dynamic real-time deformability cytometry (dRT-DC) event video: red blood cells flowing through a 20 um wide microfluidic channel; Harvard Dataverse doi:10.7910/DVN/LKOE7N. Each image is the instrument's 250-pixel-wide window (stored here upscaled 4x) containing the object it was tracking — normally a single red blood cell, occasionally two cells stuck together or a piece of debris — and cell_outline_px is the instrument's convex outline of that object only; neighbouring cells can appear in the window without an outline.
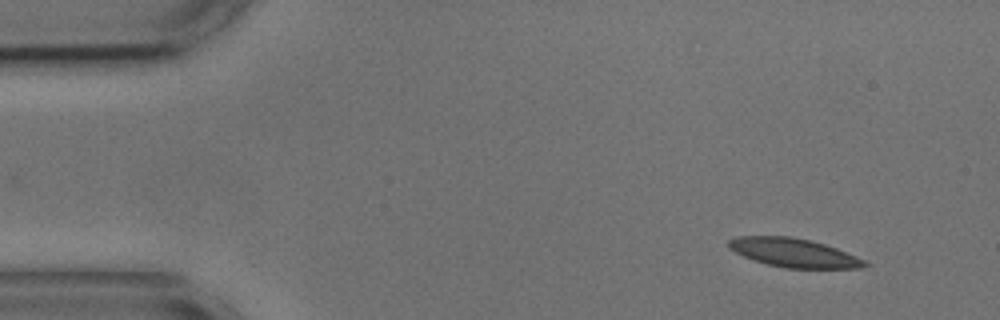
{"species": "common noctule bat (a hibernating species)", "species_latin": "Nyctalus noctula", "temperature_condition": "cold", "stored_images_in_passage": 4, "camera_frame_rate_fps": 3000, "um_per_image_px": 0.085, "animal": {"sex": "male", "body_mass_g": 17.9, "forearm_length_mm": 54.2}, "frame": {"image": 1, "passage_image": 1, "time_ms": 0.0, "image_size_px": [1000, 320], "cell_outline_px": [[868, 264], [860, 268], [784, 268], [768, 264], [744, 256], [728, 248], [728, 240], [736, 236], [792, 236], [824, 244], [836, 248], [856, 256], [864, 260]], "centroid_in_image_um": [67.44, 21.47], "position_along_channel_um": 17.6, "area_um2": 22.54}}